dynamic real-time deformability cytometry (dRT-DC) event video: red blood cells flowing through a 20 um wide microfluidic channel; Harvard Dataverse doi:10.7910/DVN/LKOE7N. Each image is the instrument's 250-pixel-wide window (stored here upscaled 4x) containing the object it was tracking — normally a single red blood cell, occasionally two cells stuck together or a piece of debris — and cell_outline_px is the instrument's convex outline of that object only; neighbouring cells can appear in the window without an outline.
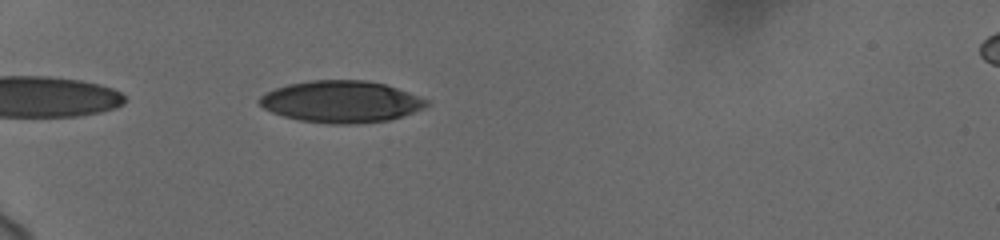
{"species": "human", "species_latin": "Homo sapiens", "temperature_condition": "cold", "stored_images_in_passage": 34, "camera_frame_rate_fps": 3000, "um_per_image_px": 0.085, "donor": {"sex": "female"}, "frame": {"image": 1, "passage_image": 2, "time_ms": 0.333, "image_size_px": [1000, 240], "cell_outline_px": [[432, 104], [424, 108], [388, 120], [352, 124], [328, 124], [300, 120], [284, 116], [272, 112], [264, 108], [256, 100], [260, 96], [276, 88], [288, 84], [308, 80], [364, 80], [384, 84], [408, 92], [428, 100]], "centroid_in_image_um": [28.99, 8.64], "position_along_channel_um": 56.0, "area_um2": 40.52}}
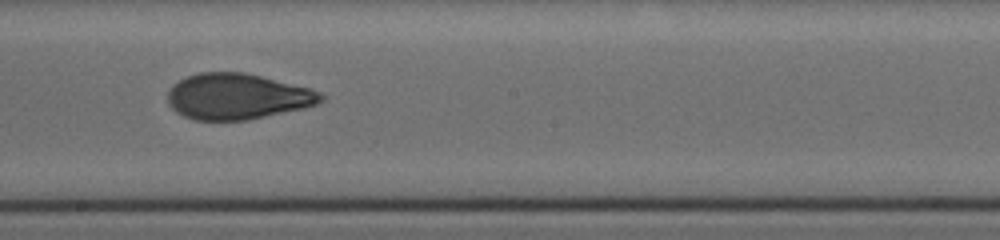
{"frame": {"image": 2, "passage_image": 18, "time_ms": 5.667, "image_size_px": [1000, 240], "cell_outline_px": [[324, 100], [316, 104], [304, 108], [248, 120], [196, 120], [184, 116], [176, 112], [172, 108], [168, 100], [168, 92], [172, 84], [188, 76], [200, 72], [244, 72], [312, 88], [320, 92], [324, 96]], "centroid_in_image_um": [20.19, 8.2], "position_along_channel_um": 228.0, "area_um2": 40.98}}
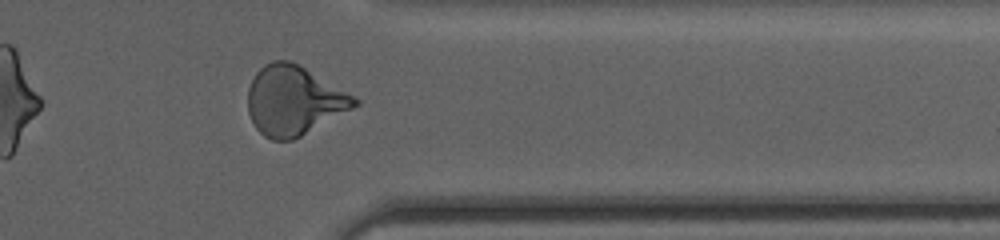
{"frame": {"image": 3, "passage_image": 31, "time_ms": 10.0, "image_size_px": [1000, 240], "cell_outline_px": [[360, 104], [300, 136], [292, 140], [272, 140], [264, 136], [256, 128], [248, 112], [248, 88], [256, 72], [264, 64], [272, 60], [288, 60], [304, 68], [360, 100]], "centroid_in_image_um": [24.93, 8.55], "position_along_channel_um": 386.5, "area_um2": 42.31}, "authors_computed_cell_mechanics": {"area_um2": 40.9224, "velocity_mm_per_s": 3.7097, "shape_relaxation_time_tau1_ms": 5.5288, "shape_relaxation_time_tau2_ms": 1.3676, "deformation_change_tau1": 0.1852, "deformation_change_tau2": 0.0757}}